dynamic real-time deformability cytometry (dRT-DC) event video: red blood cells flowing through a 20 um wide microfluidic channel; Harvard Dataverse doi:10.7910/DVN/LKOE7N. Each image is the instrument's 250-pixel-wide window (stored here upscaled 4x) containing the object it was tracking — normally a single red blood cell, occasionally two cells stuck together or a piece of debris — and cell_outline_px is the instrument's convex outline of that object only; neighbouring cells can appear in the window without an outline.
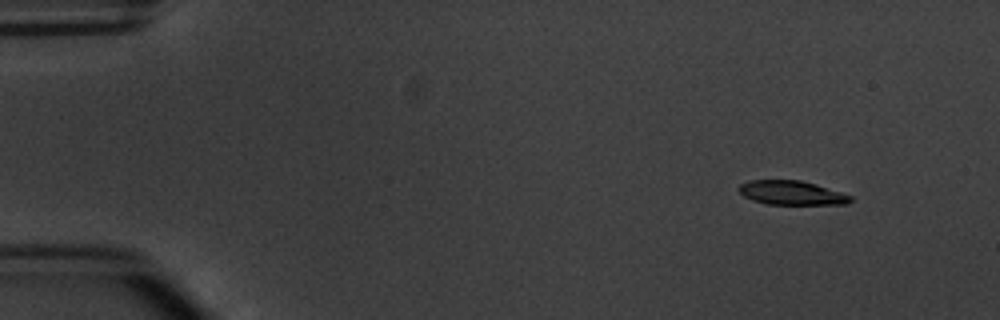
{"species": "common noctule bat (a hibernating species)", "species_latin": "Nyctalus noctula", "temperature_condition": "warm", "stored_images_in_passage": 5, "camera_frame_rate_fps": 3000, "um_per_image_px": 0.085, "animal": {"sex": "male", "body_mass_g": 20.1, "forearm_length_mm": 53.5}, "frame": {"image": 1, "passage_image": 2, "time_ms": 1.333, "image_size_px": [1000, 320], "cell_outline_px": [[852, 200], [848, 204], [768, 204], [752, 200], [744, 196], [740, 192], [740, 184], [748, 180], [800, 180], [816, 184], [852, 196]], "centroid_in_image_um": [67.29, 16.39], "position_along_channel_um": 17.7, "area_um2": 15.55}}
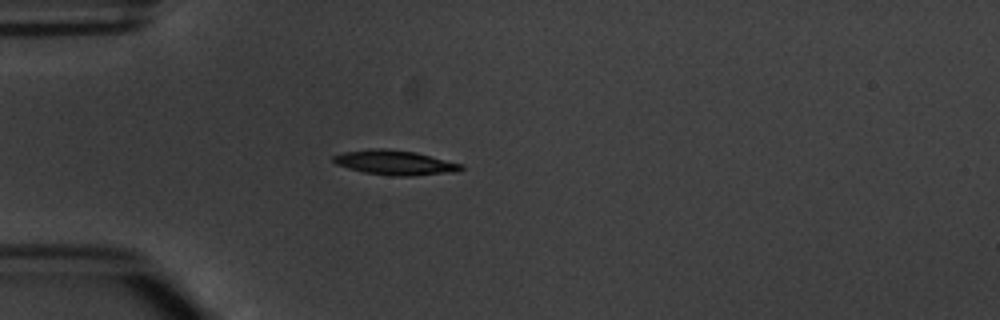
{"frame": {"image": 2, "passage_image": 5, "time_ms": 4.667, "image_size_px": [1000, 320], "cell_outline_px": [[464, 168], [456, 172], [412, 176], [392, 176], [364, 172], [348, 168], [336, 164], [332, 160], [332, 156], [344, 152], [372, 148], [384, 148], [416, 152], [464, 164]], "centroid_in_image_um": [33.6, 13.82], "position_along_channel_um": 51.4, "area_um2": 18.5}}